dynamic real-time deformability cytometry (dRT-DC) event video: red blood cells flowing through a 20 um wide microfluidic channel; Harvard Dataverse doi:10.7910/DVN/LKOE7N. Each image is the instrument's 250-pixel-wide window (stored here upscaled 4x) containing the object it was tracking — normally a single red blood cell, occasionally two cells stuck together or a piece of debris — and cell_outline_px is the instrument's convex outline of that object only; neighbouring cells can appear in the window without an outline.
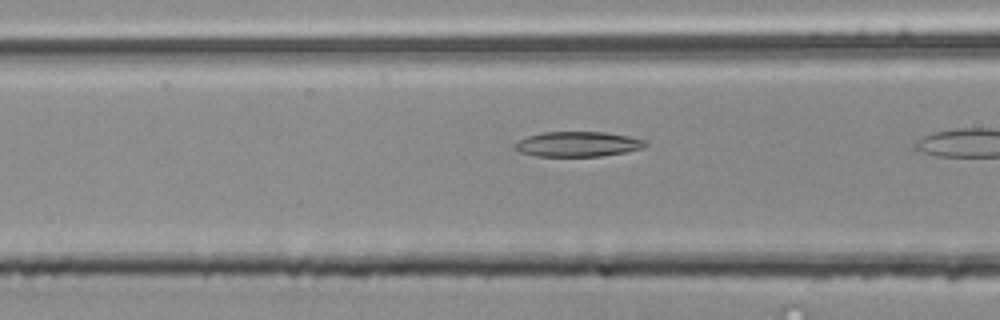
{"species": "common noctule bat (a hibernating species)", "species_latin": "Nyctalus noctula", "temperature_condition": "room temperature", "stored_images_in_passage": 15, "camera_frame_rate_fps": 3000, "um_per_image_px": 0.085, "animal": {"sex": "male", "body_mass_g": 20.4}, "frame": {"image": 1, "passage_image": 13, "time_ms": 4.0, "image_size_px": [1000, 320], "cell_outline_px": [[648, 144], [644, 148], [624, 152], [600, 156], [536, 156], [520, 152], [516, 148], [516, 144], [520, 140], [528, 136], [544, 132], [604, 132], [628, 136], [648, 140]], "centroid_in_image_um": [49.18, 12.25], "position_along_channel_um": 117.4, "area_um2": 18.9}}